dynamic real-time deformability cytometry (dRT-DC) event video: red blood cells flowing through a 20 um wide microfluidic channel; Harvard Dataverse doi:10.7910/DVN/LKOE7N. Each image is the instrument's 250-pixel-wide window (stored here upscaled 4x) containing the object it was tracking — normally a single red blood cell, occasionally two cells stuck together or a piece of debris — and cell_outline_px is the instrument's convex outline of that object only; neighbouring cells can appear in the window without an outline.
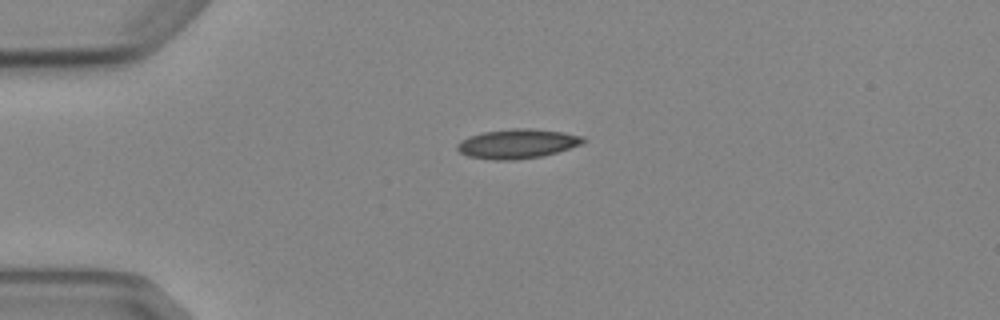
{"species": "Egyptian fruit bat (a non-hibernating species)", "species_latin": "Rousettus aegyptiacus", "temperature_condition": "cold", "stored_images_in_passage": 2, "camera_frame_rate_fps": 3000, "um_per_image_px": 0.085, "animal": {"sex": "female"}, "frame": {"image": 1, "passage_image": 1, "time_ms": 0.0, "image_size_px": [1000, 320], "cell_outline_px": [[588, 140], [584, 144], [544, 156], [516, 160], [492, 160], [468, 156], [460, 152], [456, 148], [456, 144], [460, 140], [468, 136], [484, 132], [512, 128], [528, 128], [564, 132], [584, 136]], "centroid_in_image_um": [44.01, 12.22], "position_along_channel_um": 41.0, "area_um2": 21.96}}